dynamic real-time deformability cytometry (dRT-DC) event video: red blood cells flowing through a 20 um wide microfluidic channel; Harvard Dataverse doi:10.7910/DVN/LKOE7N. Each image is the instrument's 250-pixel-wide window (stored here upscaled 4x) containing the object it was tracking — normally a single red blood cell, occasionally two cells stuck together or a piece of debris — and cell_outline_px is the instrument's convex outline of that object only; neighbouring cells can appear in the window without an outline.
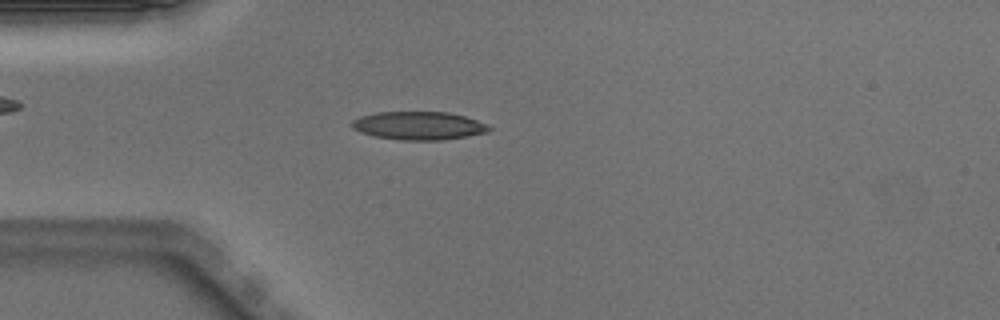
{"species": "Egyptian fruit bat (a non-hibernating species)", "species_latin": "Rousettus aegyptiacus", "temperature_condition": "warm", "stored_images_in_passage": 37, "camera_frame_rate_fps": 3000, "um_per_image_px": 0.085, "animal": {"sex": "male"}, "frame": {"image": 1, "passage_image": 1, "time_ms": 0.0, "image_size_px": [1000, 320], "cell_outline_px": [[492, 128], [488, 132], [468, 136], [444, 140], [400, 140], [376, 136], [360, 132], [352, 128], [352, 120], [360, 116], [376, 112], [448, 112], [464, 116], [488, 124]], "centroid_in_image_um": [35.61, 10.68], "position_along_channel_um": 49.4, "area_um2": 22.6}}
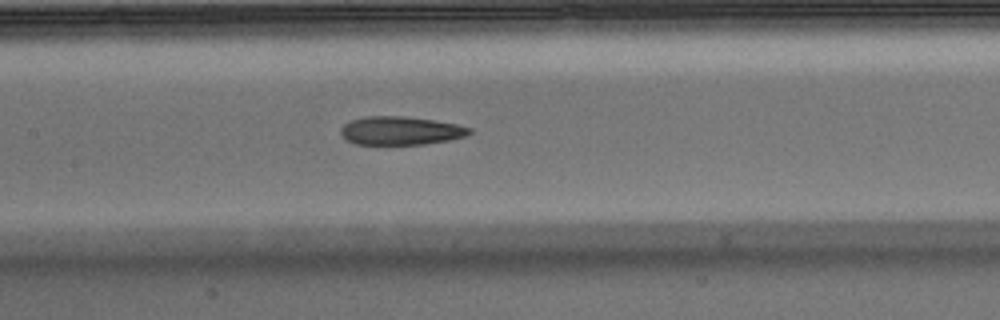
{"frame": {"image": 2, "passage_image": 11, "time_ms": 3.333, "image_size_px": [1000, 320], "cell_outline_px": [[472, 132], [468, 136], [448, 140], [424, 144], [388, 148], [384, 148], [352, 144], [340, 132], [340, 128], [344, 124], [352, 120], [364, 116], [404, 116], [436, 120], [460, 124], [472, 128]], "centroid_in_image_um": [34.05, 11.16], "position_along_channel_um": 173.4, "area_um2": 22.6}}
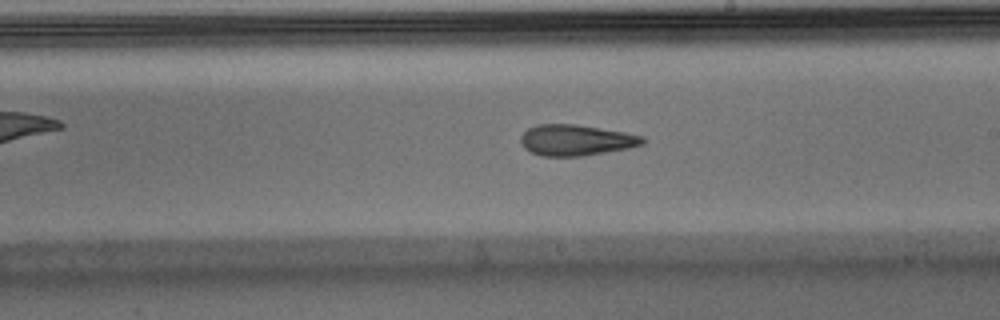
{"frame": {"image": 3, "passage_image": 16, "time_ms": 5.0, "image_size_px": [1000, 320], "cell_outline_px": [[644, 144], [628, 148], [580, 156], [540, 156], [524, 148], [520, 140], [520, 136], [528, 128], [536, 124], [576, 124], [624, 132], [644, 136]], "centroid_in_image_um": [48.93, 11.9], "position_along_channel_um": 240.1, "area_um2": 21.91}, "authors_computed_cell_mechanics": {"area_um2": 22.7154, "velocity_mm_per_s": 4.0134, "shape_relaxation_time_tau1_ms": null, "shape_relaxation_time_tau2_ms": 4.7254, "deformation_change_tau1": null, "deformation_change_tau2": 0.1522}}